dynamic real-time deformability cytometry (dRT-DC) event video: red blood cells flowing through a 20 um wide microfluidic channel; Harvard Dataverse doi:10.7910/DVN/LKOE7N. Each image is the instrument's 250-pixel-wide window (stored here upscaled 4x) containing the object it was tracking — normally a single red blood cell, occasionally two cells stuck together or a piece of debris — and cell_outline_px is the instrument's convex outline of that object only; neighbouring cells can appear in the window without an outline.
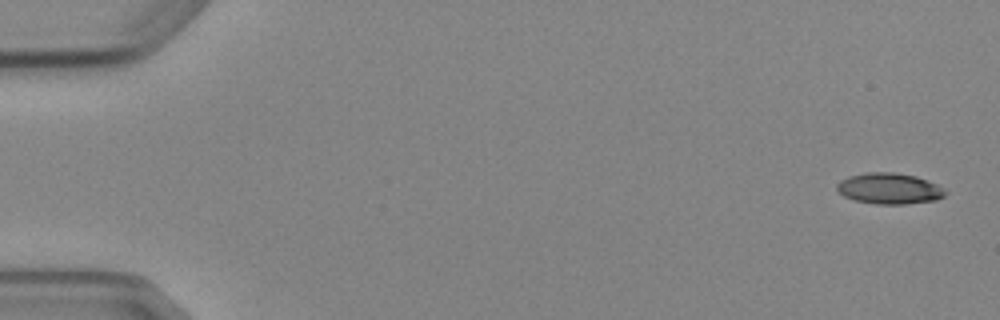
{"species": "Egyptian fruit bat (a non-hibernating species)", "species_latin": "Rousettus aegyptiacus", "temperature_condition": "cold", "stored_images_in_passage": 4, "camera_frame_rate_fps": 3000, "um_per_image_px": 0.085, "animal": {"sex": "female"}, "frame": {"image": 1, "passage_image": 1, "time_ms": 0.0, "image_size_px": [1000, 320], "cell_outline_px": [[948, 192], [944, 196], [936, 200], [904, 204], [876, 204], [852, 200], [844, 196], [836, 188], [836, 184], [840, 180], [848, 176], [868, 172], [896, 172], [916, 176], [936, 184], [944, 188]], "centroid_in_image_um": [75.58, 16.02], "position_along_channel_um": 9.4, "area_um2": 19.71}}
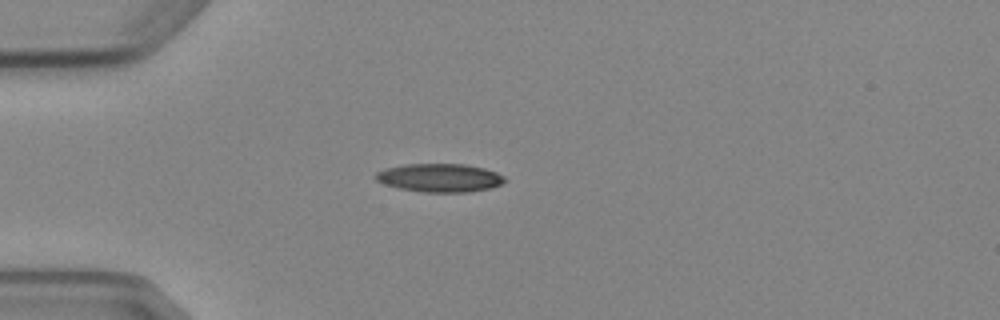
{"frame": {"image": 2, "passage_image": 4, "time_ms": 4.333, "image_size_px": [1000, 320], "cell_outline_px": [[508, 180], [492, 188], [468, 192], [424, 192], [400, 188], [384, 184], [376, 180], [376, 172], [384, 168], [404, 164], [464, 164], [484, 168], [496, 172], [504, 176]], "centroid_in_image_um": [37.39, 15.11], "position_along_channel_um": 47.6, "area_um2": 21.39}}